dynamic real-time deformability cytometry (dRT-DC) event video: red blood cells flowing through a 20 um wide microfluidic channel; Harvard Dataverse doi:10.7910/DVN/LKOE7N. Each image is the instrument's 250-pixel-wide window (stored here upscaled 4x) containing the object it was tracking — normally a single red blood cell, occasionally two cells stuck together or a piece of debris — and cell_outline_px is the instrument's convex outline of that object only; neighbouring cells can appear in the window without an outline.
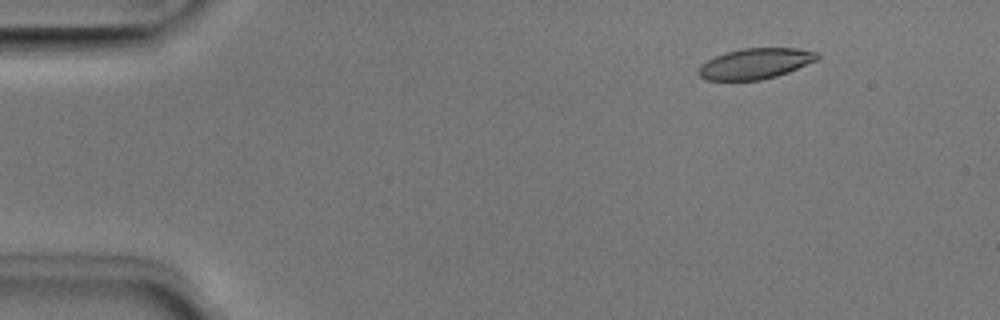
{"species": "Egyptian fruit bat (a non-hibernating species)", "species_latin": "Rousettus aegyptiacus", "temperature_condition": "room temperature", "stored_images_in_passage": 4, "segment_of_instrument_passage": [2, 2], "camera_frame_rate_fps": 3000, "um_per_image_px": 0.085, "animal": {"sex": "male"}, "frame": {"image": 1, "passage_image": 4, "time_ms": 1.0, "image_size_px": [1000, 320], "cell_outline_px": [[820, 56], [816, 60], [788, 72], [776, 76], [760, 80], [704, 80], [696, 72], [700, 64], [724, 52], [744, 48], [796, 48], [816, 52]], "centroid_in_image_um": [64.15, 5.41], "position_along_channel_um": 20.8, "area_um2": 21.15}}